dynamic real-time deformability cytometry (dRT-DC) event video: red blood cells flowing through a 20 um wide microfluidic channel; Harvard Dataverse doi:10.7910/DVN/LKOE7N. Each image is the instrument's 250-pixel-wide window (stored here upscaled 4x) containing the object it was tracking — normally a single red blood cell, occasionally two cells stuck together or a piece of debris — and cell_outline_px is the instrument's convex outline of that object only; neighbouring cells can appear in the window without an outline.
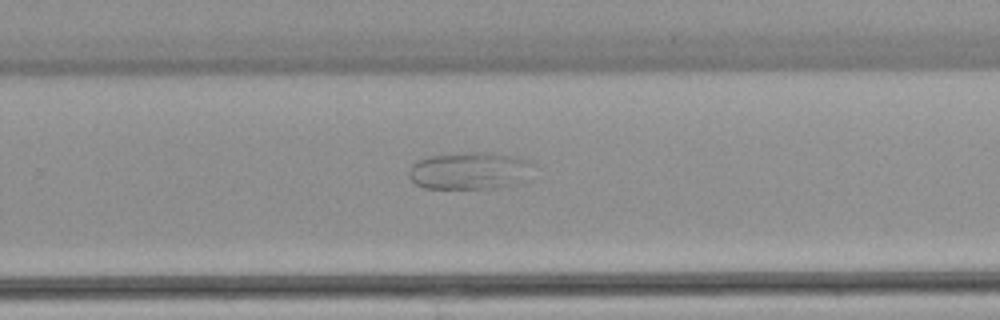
{"species": "common noctule bat (a hibernating species)", "species_latin": "Nyctalus noctula", "temperature_condition": "warm", "stored_images_in_passage": 49, "camera_frame_rate_fps": 3000, "um_per_image_px": 0.085, "animal": {"sex": "female", "body_mass_g": 22.7, "forearm_length_mm": 54.2}, "frame": {"image": 1, "passage_image": 31, "time_ms": 10.0, "image_size_px": [1000, 320], "cell_outline_px": [[536, 164], [512, 184], [488, 188], [424, 188], [416, 184], [408, 176], [408, 172], [412, 164], [420, 160], [432, 156], [464, 152], [488, 152], [516, 156], [528, 160]], "centroid_in_image_um": [39.84, 14.49], "position_along_channel_um": 290.0, "area_um2": 26.41}}
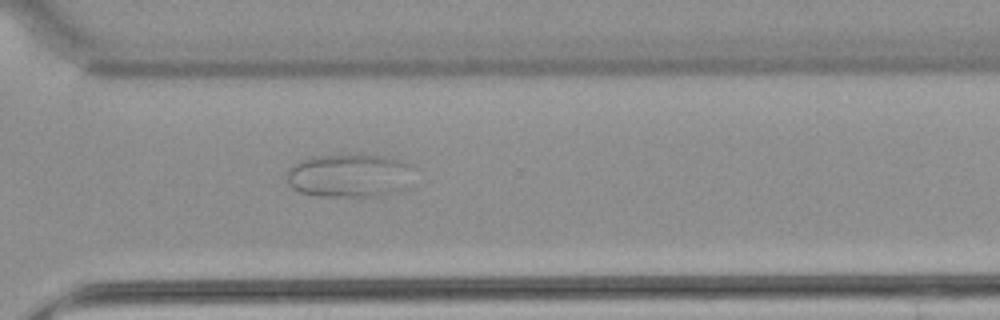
{"frame": {"image": 2, "passage_image": 35, "time_ms": 11.333, "image_size_px": [1000, 320], "cell_outline_px": [[420, 168], [400, 192], [380, 196], [320, 196], [300, 192], [292, 188], [288, 180], [288, 168], [292, 164], [300, 160], [312, 156], [360, 152], [384, 156], [400, 160], [412, 164]], "centroid_in_image_um": [29.79, 14.88], "position_along_channel_um": 340.8, "area_um2": 33.47}}